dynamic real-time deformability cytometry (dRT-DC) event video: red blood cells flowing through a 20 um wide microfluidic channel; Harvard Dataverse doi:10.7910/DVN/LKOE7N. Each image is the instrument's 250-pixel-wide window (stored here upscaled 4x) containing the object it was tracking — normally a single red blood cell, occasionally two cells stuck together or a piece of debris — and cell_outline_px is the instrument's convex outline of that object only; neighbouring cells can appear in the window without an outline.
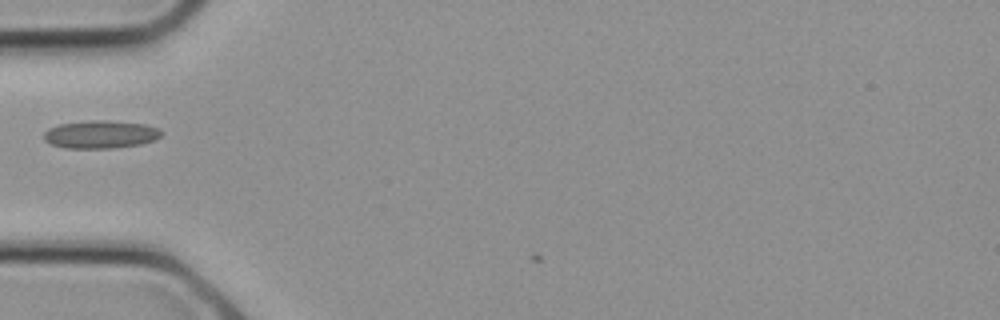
{"species": "common noctule bat (a hibernating species)", "species_latin": "Nyctalus noctula", "temperature_condition": "cold", "stored_images_in_passage": 3, "camera_frame_rate_fps": 3000, "um_per_image_px": 0.085, "animal": {"sex": "female", "body_mass_g": 21.9}, "frame": {"image": 1, "passage_image": 2, "time_ms": 0.333, "image_size_px": [1000, 320], "cell_outline_px": [[160, 136], [152, 140], [140, 144], [112, 148], [64, 148], [52, 144], [44, 140], [44, 132], [48, 128], [60, 124], [92, 120], [108, 120], [144, 124], [156, 128], [160, 132]], "centroid_in_image_um": [8.49, 11.42], "position_along_channel_um": 76.5, "area_um2": 18.84}}